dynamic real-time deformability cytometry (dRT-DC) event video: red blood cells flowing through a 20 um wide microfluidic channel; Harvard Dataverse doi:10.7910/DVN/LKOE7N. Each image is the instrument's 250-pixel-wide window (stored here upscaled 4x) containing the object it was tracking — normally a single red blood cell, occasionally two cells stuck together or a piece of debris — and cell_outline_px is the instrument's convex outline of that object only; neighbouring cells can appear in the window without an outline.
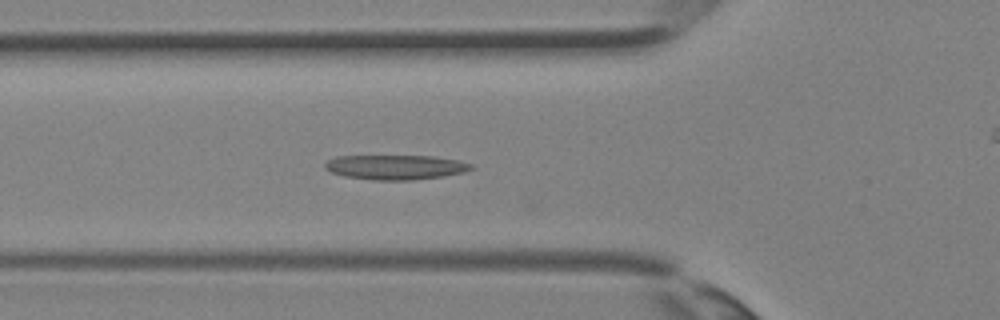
{"species": "Egyptian fruit bat (a non-hibernating species)", "species_latin": "Rousettus aegyptiacus", "temperature_condition": "room temperature", "stored_images_in_passage": 35, "camera_frame_rate_fps": 3000, "um_per_image_px": 0.085, "animal": {"sex": "female"}, "frame": {"image": 1, "passage_image": 11, "time_ms": 3.333, "image_size_px": [1000, 320], "cell_outline_px": [[472, 168], [464, 172], [444, 176], [412, 180], [372, 180], [344, 176], [332, 172], [324, 168], [324, 164], [328, 160], [336, 156], [436, 156], [456, 160], [472, 164]], "centroid_in_image_um": [33.6, 14.21], "position_along_channel_um": 92.2, "area_um2": 20.98}}
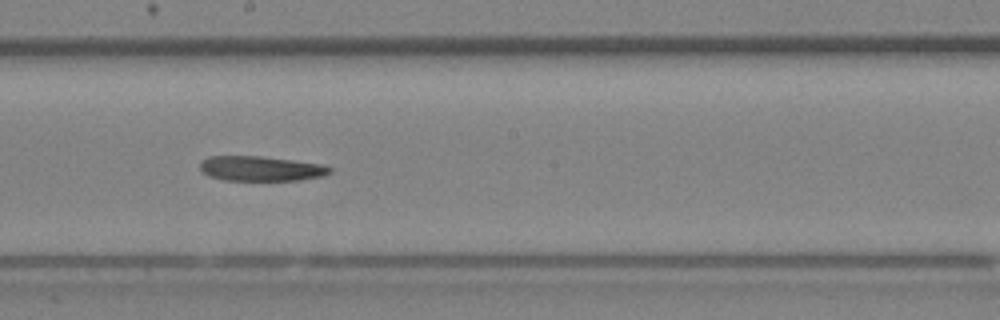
{"frame": {"image": 2, "passage_image": 18, "time_ms": 5.667, "image_size_px": [1000, 320], "cell_outline_px": [[332, 172], [324, 176], [300, 180], [224, 180], [208, 176], [200, 168], [200, 160], [208, 156], [260, 156], [292, 160], [320, 164], [332, 168]], "centroid_in_image_um": [22.16, 14.33], "position_along_channel_um": 226.0, "area_um2": 18.84}}
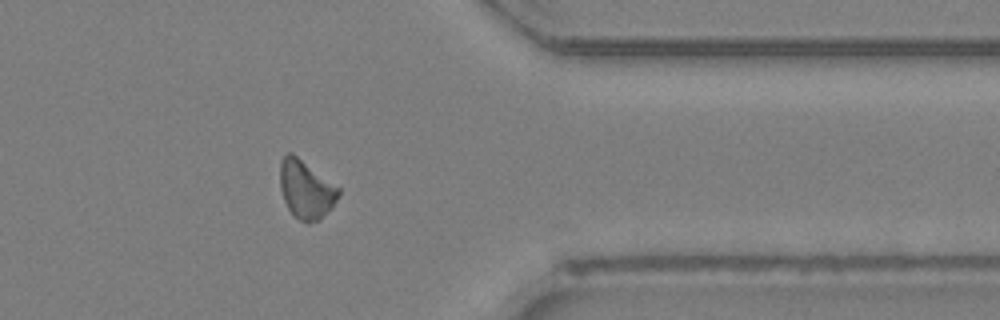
{"frame": {"image": 3, "passage_image": 27, "time_ms": 8.667, "image_size_px": [1000, 320], "cell_outline_px": [[340, 192], [332, 208], [320, 220], [308, 224], [300, 220], [288, 208], [284, 200], [280, 188], [280, 160], [284, 152], [292, 152], [340, 188]], "centroid_in_image_um": [26.0, 16.09], "position_along_channel_um": 385.4, "area_um2": 20.0}}